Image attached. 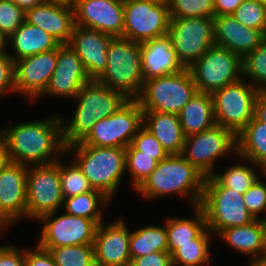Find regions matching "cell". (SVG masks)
Returning <instances> with one entry per match:
<instances>
[{
	"label": "cell",
	"mask_w": 266,
	"mask_h": 266,
	"mask_svg": "<svg viewBox=\"0 0 266 266\" xmlns=\"http://www.w3.org/2000/svg\"><path fill=\"white\" fill-rule=\"evenodd\" d=\"M13 125V126H12ZM2 127L10 162L27 166L55 163L66 156L63 142L62 114L43 120L20 122Z\"/></svg>",
	"instance_id": "obj_1"
},
{
	"label": "cell",
	"mask_w": 266,
	"mask_h": 266,
	"mask_svg": "<svg viewBox=\"0 0 266 266\" xmlns=\"http://www.w3.org/2000/svg\"><path fill=\"white\" fill-rule=\"evenodd\" d=\"M77 107L73 117H62L63 142L67 147L82 141L101 118L118 112L129 99L124 93L112 90L96 79L87 82L75 96Z\"/></svg>",
	"instance_id": "obj_2"
},
{
	"label": "cell",
	"mask_w": 266,
	"mask_h": 266,
	"mask_svg": "<svg viewBox=\"0 0 266 266\" xmlns=\"http://www.w3.org/2000/svg\"><path fill=\"white\" fill-rule=\"evenodd\" d=\"M205 176L181 154L168 155L135 190L144 200H154L169 195L187 198L193 207L200 205Z\"/></svg>",
	"instance_id": "obj_3"
},
{
	"label": "cell",
	"mask_w": 266,
	"mask_h": 266,
	"mask_svg": "<svg viewBox=\"0 0 266 266\" xmlns=\"http://www.w3.org/2000/svg\"><path fill=\"white\" fill-rule=\"evenodd\" d=\"M71 152L91 187L111 200L126 173V148L89 146L80 141L66 147V155L72 156Z\"/></svg>",
	"instance_id": "obj_4"
},
{
	"label": "cell",
	"mask_w": 266,
	"mask_h": 266,
	"mask_svg": "<svg viewBox=\"0 0 266 266\" xmlns=\"http://www.w3.org/2000/svg\"><path fill=\"white\" fill-rule=\"evenodd\" d=\"M96 80L129 99H137L144 86L141 43L113 37L107 49V67Z\"/></svg>",
	"instance_id": "obj_5"
},
{
	"label": "cell",
	"mask_w": 266,
	"mask_h": 266,
	"mask_svg": "<svg viewBox=\"0 0 266 266\" xmlns=\"http://www.w3.org/2000/svg\"><path fill=\"white\" fill-rule=\"evenodd\" d=\"M199 207L204 211L207 228L214 236L227 228L245 226L255 220L244 204L243 194L223 187L212 175L205 177Z\"/></svg>",
	"instance_id": "obj_6"
},
{
	"label": "cell",
	"mask_w": 266,
	"mask_h": 266,
	"mask_svg": "<svg viewBox=\"0 0 266 266\" xmlns=\"http://www.w3.org/2000/svg\"><path fill=\"white\" fill-rule=\"evenodd\" d=\"M197 92L188 68L174 74L144 81L143 89L136 99L143 111L179 114Z\"/></svg>",
	"instance_id": "obj_7"
},
{
	"label": "cell",
	"mask_w": 266,
	"mask_h": 266,
	"mask_svg": "<svg viewBox=\"0 0 266 266\" xmlns=\"http://www.w3.org/2000/svg\"><path fill=\"white\" fill-rule=\"evenodd\" d=\"M244 78L212 93L216 124L237 135L254 117L259 90Z\"/></svg>",
	"instance_id": "obj_8"
},
{
	"label": "cell",
	"mask_w": 266,
	"mask_h": 266,
	"mask_svg": "<svg viewBox=\"0 0 266 266\" xmlns=\"http://www.w3.org/2000/svg\"><path fill=\"white\" fill-rule=\"evenodd\" d=\"M188 69L197 91L209 94L243 78L242 58L218 45H213Z\"/></svg>",
	"instance_id": "obj_9"
},
{
	"label": "cell",
	"mask_w": 266,
	"mask_h": 266,
	"mask_svg": "<svg viewBox=\"0 0 266 266\" xmlns=\"http://www.w3.org/2000/svg\"><path fill=\"white\" fill-rule=\"evenodd\" d=\"M237 152L236 135L215 124L213 127L185 138L182 156L205 177L216 171V161ZM215 169V170H214Z\"/></svg>",
	"instance_id": "obj_10"
},
{
	"label": "cell",
	"mask_w": 266,
	"mask_h": 266,
	"mask_svg": "<svg viewBox=\"0 0 266 266\" xmlns=\"http://www.w3.org/2000/svg\"><path fill=\"white\" fill-rule=\"evenodd\" d=\"M167 34L178 61L189 68L215 45L214 17L170 18Z\"/></svg>",
	"instance_id": "obj_11"
},
{
	"label": "cell",
	"mask_w": 266,
	"mask_h": 266,
	"mask_svg": "<svg viewBox=\"0 0 266 266\" xmlns=\"http://www.w3.org/2000/svg\"><path fill=\"white\" fill-rule=\"evenodd\" d=\"M59 160L52 164L28 166L26 218L35 222L63 207Z\"/></svg>",
	"instance_id": "obj_12"
},
{
	"label": "cell",
	"mask_w": 266,
	"mask_h": 266,
	"mask_svg": "<svg viewBox=\"0 0 266 266\" xmlns=\"http://www.w3.org/2000/svg\"><path fill=\"white\" fill-rule=\"evenodd\" d=\"M167 1L124 0L122 37L143 43L167 35L170 23Z\"/></svg>",
	"instance_id": "obj_13"
},
{
	"label": "cell",
	"mask_w": 266,
	"mask_h": 266,
	"mask_svg": "<svg viewBox=\"0 0 266 266\" xmlns=\"http://www.w3.org/2000/svg\"><path fill=\"white\" fill-rule=\"evenodd\" d=\"M143 126V110L136 99H131L118 112L101 118L81 141L97 147L127 148Z\"/></svg>",
	"instance_id": "obj_14"
},
{
	"label": "cell",
	"mask_w": 266,
	"mask_h": 266,
	"mask_svg": "<svg viewBox=\"0 0 266 266\" xmlns=\"http://www.w3.org/2000/svg\"><path fill=\"white\" fill-rule=\"evenodd\" d=\"M56 213L46 214L38 220L43 224L37 240L40 247L49 250L60 246L93 244L98 226L93 220L65 212L56 216Z\"/></svg>",
	"instance_id": "obj_15"
},
{
	"label": "cell",
	"mask_w": 266,
	"mask_h": 266,
	"mask_svg": "<svg viewBox=\"0 0 266 266\" xmlns=\"http://www.w3.org/2000/svg\"><path fill=\"white\" fill-rule=\"evenodd\" d=\"M57 49L15 61V91L34 103L45 92L55 70Z\"/></svg>",
	"instance_id": "obj_16"
},
{
	"label": "cell",
	"mask_w": 266,
	"mask_h": 266,
	"mask_svg": "<svg viewBox=\"0 0 266 266\" xmlns=\"http://www.w3.org/2000/svg\"><path fill=\"white\" fill-rule=\"evenodd\" d=\"M75 25L122 37L124 0H75Z\"/></svg>",
	"instance_id": "obj_17"
},
{
	"label": "cell",
	"mask_w": 266,
	"mask_h": 266,
	"mask_svg": "<svg viewBox=\"0 0 266 266\" xmlns=\"http://www.w3.org/2000/svg\"><path fill=\"white\" fill-rule=\"evenodd\" d=\"M122 216L108 224H98L94 247L95 266H130V230Z\"/></svg>",
	"instance_id": "obj_18"
},
{
	"label": "cell",
	"mask_w": 266,
	"mask_h": 266,
	"mask_svg": "<svg viewBox=\"0 0 266 266\" xmlns=\"http://www.w3.org/2000/svg\"><path fill=\"white\" fill-rule=\"evenodd\" d=\"M55 66L50 82L40 97L74 99L80 89L91 80L81 59L69 44H61L57 48Z\"/></svg>",
	"instance_id": "obj_19"
},
{
	"label": "cell",
	"mask_w": 266,
	"mask_h": 266,
	"mask_svg": "<svg viewBox=\"0 0 266 266\" xmlns=\"http://www.w3.org/2000/svg\"><path fill=\"white\" fill-rule=\"evenodd\" d=\"M28 166L9 162L0 169V208L13 222L26 218Z\"/></svg>",
	"instance_id": "obj_20"
},
{
	"label": "cell",
	"mask_w": 266,
	"mask_h": 266,
	"mask_svg": "<svg viewBox=\"0 0 266 266\" xmlns=\"http://www.w3.org/2000/svg\"><path fill=\"white\" fill-rule=\"evenodd\" d=\"M113 36L75 25L69 45L77 53L90 79H97L107 67V49Z\"/></svg>",
	"instance_id": "obj_21"
},
{
	"label": "cell",
	"mask_w": 266,
	"mask_h": 266,
	"mask_svg": "<svg viewBox=\"0 0 266 266\" xmlns=\"http://www.w3.org/2000/svg\"><path fill=\"white\" fill-rule=\"evenodd\" d=\"M214 40L215 45L226 48L243 59L265 40V34L244 26L232 15H222L214 16Z\"/></svg>",
	"instance_id": "obj_22"
},
{
	"label": "cell",
	"mask_w": 266,
	"mask_h": 266,
	"mask_svg": "<svg viewBox=\"0 0 266 266\" xmlns=\"http://www.w3.org/2000/svg\"><path fill=\"white\" fill-rule=\"evenodd\" d=\"M25 21L51 34L61 44H68L75 26L74 8L44 1L25 12Z\"/></svg>",
	"instance_id": "obj_23"
},
{
	"label": "cell",
	"mask_w": 266,
	"mask_h": 266,
	"mask_svg": "<svg viewBox=\"0 0 266 266\" xmlns=\"http://www.w3.org/2000/svg\"><path fill=\"white\" fill-rule=\"evenodd\" d=\"M141 67L144 81L182 71L169 35L141 43Z\"/></svg>",
	"instance_id": "obj_24"
},
{
	"label": "cell",
	"mask_w": 266,
	"mask_h": 266,
	"mask_svg": "<svg viewBox=\"0 0 266 266\" xmlns=\"http://www.w3.org/2000/svg\"><path fill=\"white\" fill-rule=\"evenodd\" d=\"M238 253L247 255L249 262H257L266 253V220L255 219L245 226H234L218 235Z\"/></svg>",
	"instance_id": "obj_25"
},
{
	"label": "cell",
	"mask_w": 266,
	"mask_h": 266,
	"mask_svg": "<svg viewBox=\"0 0 266 266\" xmlns=\"http://www.w3.org/2000/svg\"><path fill=\"white\" fill-rule=\"evenodd\" d=\"M143 126L156 137L169 155L182 154L186 137L177 114L143 111Z\"/></svg>",
	"instance_id": "obj_26"
},
{
	"label": "cell",
	"mask_w": 266,
	"mask_h": 266,
	"mask_svg": "<svg viewBox=\"0 0 266 266\" xmlns=\"http://www.w3.org/2000/svg\"><path fill=\"white\" fill-rule=\"evenodd\" d=\"M12 51L9 55L15 61L45 51L57 49L61 43L40 27L24 23L7 39Z\"/></svg>",
	"instance_id": "obj_27"
},
{
	"label": "cell",
	"mask_w": 266,
	"mask_h": 266,
	"mask_svg": "<svg viewBox=\"0 0 266 266\" xmlns=\"http://www.w3.org/2000/svg\"><path fill=\"white\" fill-rule=\"evenodd\" d=\"M178 116L185 137L213 127L216 120L212 94L197 91Z\"/></svg>",
	"instance_id": "obj_28"
},
{
	"label": "cell",
	"mask_w": 266,
	"mask_h": 266,
	"mask_svg": "<svg viewBox=\"0 0 266 266\" xmlns=\"http://www.w3.org/2000/svg\"><path fill=\"white\" fill-rule=\"evenodd\" d=\"M193 217H168L166 230L168 240V252L172 254L178 247L186 243H192L206 228L204 211L198 206L193 207Z\"/></svg>",
	"instance_id": "obj_29"
},
{
	"label": "cell",
	"mask_w": 266,
	"mask_h": 266,
	"mask_svg": "<svg viewBox=\"0 0 266 266\" xmlns=\"http://www.w3.org/2000/svg\"><path fill=\"white\" fill-rule=\"evenodd\" d=\"M239 158L262 165L266 162V124L255 116L236 135Z\"/></svg>",
	"instance_id": "obj_30"
},
{
	"label": "cell",
	"mask_w": 266,
	"mask_h": 266,
	"mask_svg": "<svg viewBox=\"0 0 266 266\" xmlns=\"http://www.w3.org/2000/svg\"><path fill=\"white\" fill-rule=\"evenodd\" d=\"M110 199L93 189L84 194L64 198L62 209L66 214L93 220L97 225L103 222L102 210L109 206Z\"/></svg>",
	"instance_id": "obj_31"
},
{
	"label": "cell",
	"mask_w": 266,
	"mask_h": 266,
	"mask_svg": "<svg viewBox=\"0 0 266 266\" xmlns=\"http://www.w3.org/2000/svg\"><path fill=\"white\" fill-rule=\"evenodd\" d=\"M164 226L148 225L130 230L131 261L136 257L148 255L157 251H168L166 220Z\"/></svg>",
	"instance_id": "obj_32"
},
{
	"label": "cell",
	"mask_w": 266,
	"mask_h": 266,
	"mask_svg": "<svg viewBox=\"0 0 266 266\" xmlns=\"http://www.w3.org/2000/svg\"><path fill=\"white\" fill-rule=\"evenodd\" d=\"M213 234L206 228L192 243L178 247L171 254L172 266H206L211 260Z\"/></svg>",
	"instance_id": "obj_33"
},
{
	"label": "cell",
	"mask_w": 266,
	"mask_h": 266,
	"mask_svg": "<svg viewBox=\"0 0 266 266\" xmlns=\"http://www.w3.org/2000/svg\"><path fill=\"white\" fill-rule=\"evenodd\" d=\"M246 163H236L231 165L224 173L221 171L214 172L212 176L223 186L240 194H244L247 190L260 178L254 168L261 172V165L255 164L250 160L243 159Z\"/></svg>",
	"instance_id": "obj_34"
},
{
	"label": "cell",
	"mask_w": 266,
	"mask_h": 266,
	"mask_svg": "<svg viewBox=\"0 0 266 266\" xmlns=\"http://www.w3.org/2000/svg\"><path fill=\"white\" fill-rule=\"evenodd\" d=\"M49 252L57 266H95L93 244L60 246Z\"/></svg>",
	"instance_id": "obj_35"
},
{
	"label": "cell",
	"mask_w": 266,
	"mask_h": 266,
	"mask_svg": "<svg viewBox=\"0 0 266 266\" xmlns=\"http://www.w3.org/2000/svg\"><path fill=\"white\" fill-rule=\"evenodd\" d=\"M243 78L259 91H266V39L242 59Z\"/></svg>",
	"instance_id": "obj_36"
},
{
	"label": "cell",
	"mask_w": 266,
	"mask_h": 266,
	"mask_svg": "<svg viewBox=\"0 0 266 266\" xmlns=\"http://www.w3.org/2000/svg\"><path fill=\"white\" fill-rule=\"evenodd\" d=\"M60 184L64 198L77 196L92 191L88 179L84 176L78 165L72 160L63 165L59 160Z\"/></svg>",
	"instance_id": "obj_37"
},
{
	"label": "cell",
	"mask_w": 266,
	"mask_h": 266,
	"mask_svg": "<svg viewBox=\"0 0 266 266\" xmlns=\"http://www.w3.org/2000/svg\"><path fill=\"white\" fill-rule=\"evenodd\" d=\"M158 161L141 154L131 144L126 148V170L131 178L132 189L136 190L157 167Z\"/></svg>",
	"instance_id": "obj_38"
},
{
	"label": "cell",
	"mask_w": 266,
	"mask_h": 266,
	"mask_svg": "<svg viewBox=\"0 0 266 266\" xmlns=\"http://www.w3.org/2000/svg\"><path fill=\"white\" fill-rule=\"evenodd\" d=\"M246 27L266 33V5L259 0H243L231 14Z\"/></svg>",
	"instance_id": "obj_39"
},
{
	"label": "cell",
	"mask_w": 266,
	"mask_h": 266,
	"mask_svg": "<svg viewBox=\"0 0 266 266\" xmlns=\"http://www.w3.org/2000/svg\"><path fill=\"white\" fill-rule=\"evenodd\" d=\"M171 18L214 17L213 0H167Z\"/></svg>",
	"instance_id": "obj_40"
},
{
	"label": "cell",
	"mask_w": 266,
	"mask_h": 266,
	"mask_svg": "<svg viewBox=\"0 0 266 266\" xmlns=\"http://www.w3.org/2000/svg\"><path fill=\"white\" fill-rule=\"evenodd\" d=\"M25 21V11L11 0H0V31L8 39Z\"/></svg>",
	"instance_id": "obj_41"
},
{
	"label": "cell",
	"mask_w": 266,
	"mask_h": 266,
	"mask_svg": "<svg viewBox=\"0 0 266 266\" xmlns=\"http://www.w3.org/2000/svg\"><path fill=\"white\" fill-rule=\"evenodd\" d=\"M131 145L141 154H147L158 162L164 160L169 154L162 147L156 137L144 126L133 137Z\"/></svg>",
	"instance_id": "obj_42"
},
{
	"label": "cell",
	"mask_w": 266,
	"mask_h": 266,
	"mask_svg": "<svg viewBox=\"0 0 266 266\" xmlns=\"http://www.w3.org/2000/svg\"><path fill=\"white\" fill-rule=\"evenodd\" d=\"M262 180V181H261ZM258 179L248 190L243 194V201L248 212L255 218L266 215V183L265 179ZM264 213V214H263ZM266 220V217L261 218Z\"/></svg>",
	"instance_id": "obj_43"
},
{
	"label": "cell",
	"mask_w": 266,
	"mask_h": 266,
	"mask_svg": "<svg viewBox=\"0 0 266 266\" xmlns=\"http://www.w3.org/2000/svg\"><path fill=\"white\" fill-rule=\"evenodd\" d=\"M15 62L7 51H0V99L15 91Z\"/></svg>",
	"instance_id": "obj_44"
},
{
	"label": "cell",
	"mask_w": 266,
	"mask_h": 266,
	"mask_svg": "<svg viewBox=\"0 0 266 266\" xmlns=\"http://www.w3.org/2000/svg\"><path fill=\"white\" fill-rule=\"evenodd\" d=\"M0 266H26L25 248L21 249L9 243L1 245Z\"/></svg>",
	"instance_id": "obj_45"
},
{
	"label": "cell",
	"mask_w": 266,
	"mask_h": 266,
	"mask_svg": "<svg viewBox=\"0 0 266 266\" xmlns=\"http://www.w3.org/2000/svg\"><path fill=\"white\" fill-rule=\"evenodd\" d=\"M25 261L26 266H57L49 250L38 244L32 250L25 248Z\"/></svg>",
	"instance_id": "obj_46"
},
{
	"label": "cell",
	"mask_w": 266,
	"mask_h": 266,
	"mask_svg": "<svg viewBox=\"0 0 266 266\" xmlns=\"http://www.w3.org/2000/svg\"><path fill=\"white\" fill-rule=\"evenodd\" d=\"M130 266H172L171 254L168 251H157L131 261Z\"/></svg>",
	"instance_id": "obj_47"
},
{
	"label": "cell",
	"mask_w": 266,
	"mask_h": 266,
	"mask_svg": "<svg viewBox=\"0 0 266 266\" xmlns=\"http://www.w3.org/2000/svg\"><path fill=\"white\" fill-rule=\"evenodd\" d=\"M215 16L231 15L243 0H213Z\"/></svg>",
	"instance_id": "obj_48"
},
{
	"label": "cell",
	"mask_w": 266,
	"mask_h": 266,
	"mask_svg": "<svg viewBox=\"0 0 266 266\" xmlns=\"http://www.w3.org/2000/svg\"><path fill=\"white\" fill-rule=\"evenodd\" d=\"M254 116L266 124V91H259L257 95Z\"/></svg>",
	"instance_id": "obj_49"
},
{
	"label": "cell",
	"mask_w": 266,
	"mask_h": 266,
	"mask_svg": "<svg viewBox=\"0 0 266 266\" xmlns=\"http://www.w3.org/2000/svg\"><path fill=\"white\" fill-rule=\"evenodd\" d=\"M10 162L7 149V141L3 133L0 131V169Z\"/></svg>",
	"instance_id": "obj_50"
},
{
	"label": "cell",
	"mask_w": 266,
	"mask_h": 266,
	"mask_svg": "<svg viewBox=\"0 0 266 266\" xmlns=\"http://www.w3.org/2000/svg\"><path fill=\"white\" fill-rule=\"evenodd\" d=\"M11 1H13L18 7H20L25 12L44 2V0H11Z\"/></svg>",
	"instance_id": "obj_51"
},
{
	"label": "cell",
	"mask_w": 266,
	"mask_h": 266,
	"mask_svg": "<svg viewBox=\"0 0 266 266\" xmlns=\"http://www.w3.org/2000/svg\"><path fill=\"white\" fill-rule=\"evenodd\" d=\"M13 224L14 223L3 213L0 208V237L3 236V231H6L4 229L13 226Z\"/></svg>",
	"instance_id": "obj_52"
},
{
	"label": "cell",
	"mask_w": 266,
	"mask_h": 266,
	"mask_svg": "<svg viewBox=\"0 0 266 266\" xmlns=\"http://www.w3.org/2000/svg\"><path fill=\"white\" fill-rule=\"evenodd\" d=\"M44 1L50 3L62 4L66 6H73L75 2V0H44Z\"/></svg>",
	"instance_id": "obj_53"
},
{
	"label": "cell",
	"mask_w": 266,
	"mask_h": 266,
	"mask_svg": "<svg viewBox=\"0 0 266 266\" xmlns=\"http://www.w3.org/2000/svg\"><path fill=\"white\" fill-rule=\"evenodd\" d=\"M8 45L7 38L0 31V51H7Z\"/></svg>",
	"instance_id": "obj_54"
},
{
	"label": "cell",
	"mask_w": 266,
	"mask_h": 266,
	"mask_svg": "<svg viewBox=\"0 0 266 266\" xmlns=\"http://www.w3.org/2000/svg\"><path fill=\"white\" fill-rule=\"evenodd\" d=\"M261 266H266V253L257 261Z\"/></svg>",
	"instance_id": "obj_55"
},
{
	"label": "cell",
	"mask_w": 266,
	"mask_h": 266,
	"mask_svg": "<svg viewBox=\"0 0 266 266\" xmlns=\"http://www.w3.org/2000/svg\"><path fill=\"white\" fill-rule=\"evenodd\" d=\"M261 174L266 177V162L261 165Z\"/></svg>",
	"instance_id": "obj_56"
},
{
	"label": "cell",
	"mask_w": 266,
	"mask_h": 266,
	"mask_svg": "<svg viewBox=\"0 0 266 266\" xmlns=\"http://www.w3.org/2000/svg\"><path fill=\"white\" fill-rule=\"evenodd\" d=\"M249 266H261L258 262H249Z\"/></svg>",
	"instance_id": "obj_57"
},
{
	"label": "cell",
	"mask_w": 266,
	"mask_h": 266,
	"mask_svg": "<svg viewBox=\"0 0 266 266\" xmlns=\"http://www.w3.org/2000/svg\"><path fill=\"white\" fill-rule=\"evenodd\" d=\"M261 1L264 5H266V0H259Z\"/></svg>",
	"instance_id": "obj_58"
},
{
	"label": "cell",
	"mask_w": 266,
	"mask_h": 266,
	"mask_svg": "<svg viewBox=\"0 0 266 266\" xmlns=\"http://www.w3.org/2000/svg\"><path fill=\"white\" fill-rule=\"evenodd\" d=\"M153 1L162 2V1H167V0H153Z\"/></svg>",
	"instance_id": "obj_59"
}]
</instances>
